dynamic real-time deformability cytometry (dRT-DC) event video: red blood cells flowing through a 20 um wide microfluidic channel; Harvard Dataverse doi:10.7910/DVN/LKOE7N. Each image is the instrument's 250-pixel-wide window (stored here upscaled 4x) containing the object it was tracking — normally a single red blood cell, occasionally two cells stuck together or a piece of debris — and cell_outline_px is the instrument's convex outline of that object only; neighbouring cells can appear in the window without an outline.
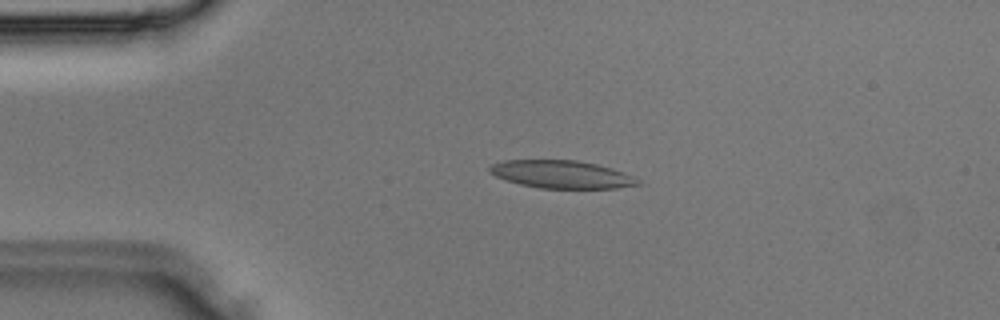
{"species": "Egyptian fruit bat (a non-hibernating species)", "species_latin": "Rousettus aegyptiacus", "temperature_condition": "room temperature", "stored_images_in_passage": 27, "camera_frame_rate_fps": 3000, "um_per_image_px": 0.085, "animal": {"sex": "male"}, "frame": {"image": 1, "passage_image": 3, "time_ms": 0.667, "image_size_px": [1000, 320], "cell_outline_px": [[640, 184], [616, 188], [540, 188], [520, 184], [504, 180], [488, 172], [488, 168], [492, 164], [504, 160], [576, 160], [596, 164], [612, 168], [624, 172], [640, 180]], "centroid_in_image_um": [47.71, 14.82], "position_along_channel_um": 37.3, "area_um2": 23.99}}
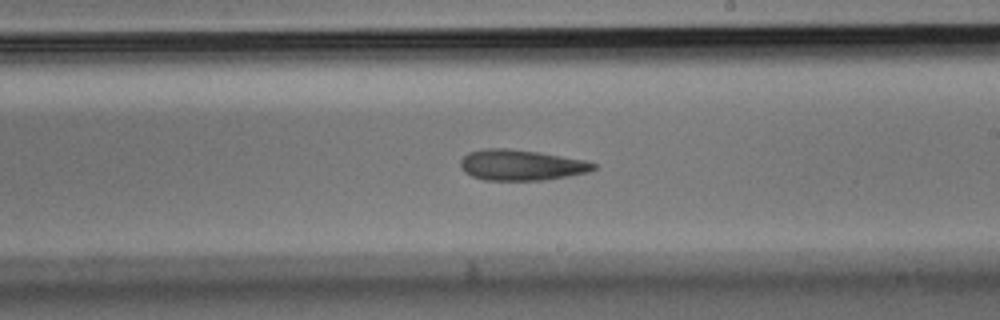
{"frame": {"image": 2, "passage_image": 16, "time_ms": 5.0, "image_size_px": [1000, 320], "cell_outline_px": [[596, 168], [588, 172], [568, 176], [544, 180], [484, 180], [472, 176], [464, 172], [460, 164], [460, 160], [468, 152], [484, 148], [508, 148], [540, 152], [584, 160], [596, 164]], "centroid_in_image_um": [44.28, 14.02], "position_along_channel_um": 244.7, "area_um2": 23.87}}
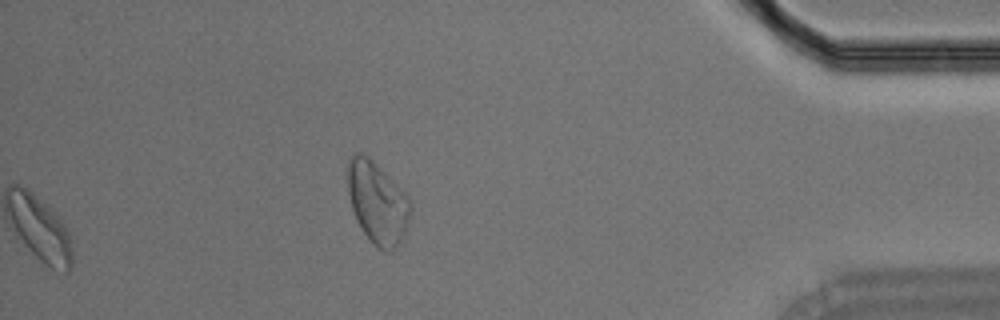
{"frame": {"image": 3, "passage_image": 27, "time_ms": 8.667, "image_size_px": [1000, 320], "cell_outline_px": [[412, 208], [404, 236], [392, 252], [380, 248], [372, 244], [364, 232], [352, 208], [348, 192], [348, 164], [352, 156], [356, 152], [364, 152], [408, 196]], "centroid_in_image_um": [32.09, 17.23], "position_along_channel_um": 403.1, "area_um2": 29.48}}